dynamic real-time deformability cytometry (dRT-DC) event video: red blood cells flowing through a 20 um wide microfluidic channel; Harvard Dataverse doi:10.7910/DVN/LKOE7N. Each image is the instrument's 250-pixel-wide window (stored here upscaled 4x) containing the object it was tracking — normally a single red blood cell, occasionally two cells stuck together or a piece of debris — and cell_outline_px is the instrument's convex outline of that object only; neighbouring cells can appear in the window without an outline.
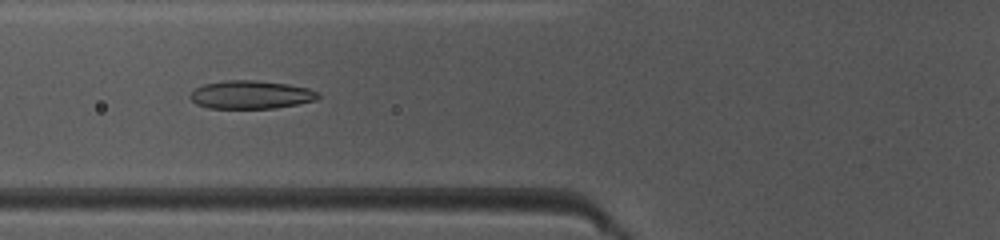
{"species": "common noctule bat (a hibernating species)", "species_latin": "Nyctalus noctula", "temperature_condition": "warm", "stored_images_in_passage": 49, "camera_frame_rate_fps": 3000, "um_per_image_px": 0.085, "animal": {"sex": "female", "body_mass_g": 10.0, "forearm_length_mm": 53.1}, "frame": {"image": 1, "passage_image": 19, "time_ms": 6.0, "image_size_px": [1000, 240], "cell_outline_px": [[320, 96], [316, 100], [296, 104], [272, 108], [208, 108], [196, 104], [188, 96], [196, 88], [204, 84], [224, 80], [256, 80], [288, 84], [308, 88], [316, 92]], "centroid_in_image_um": [21.29, 8.04], "position_along_channel_um": 104.5, "area_um2": 20.92}}
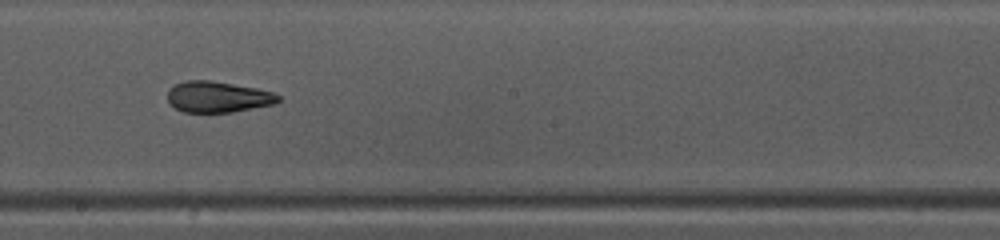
{"frame": {"image": 2, "passage_image": 28, "time_ms": 9.0, "image_size_px": [1000, 240], "cell_outline_px": [[280, 100], [272, 104], [232, 112], [184, 112], [176, 108], [168, 100], [168, 88], [184, 80], [212, 80], [256, 88], [272, 92], [280, 96]], "centroid_in_image_um": [18.49, 8.22], "position_along_channel_um": 229.7, "area_um2": 19.88}}
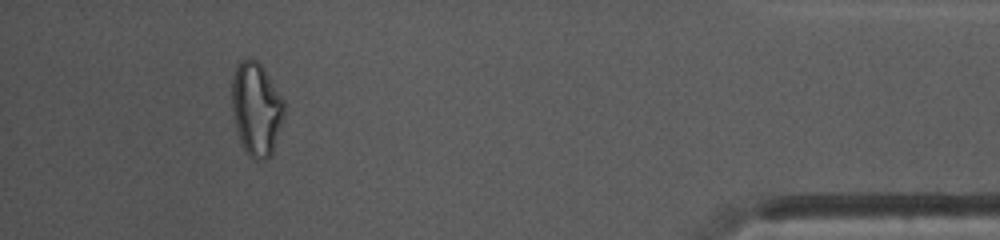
{"frame": {"image": 3, "passage_image": 45, "time_ms": 14.667, "image_size_px": [1000, 240], "cell_outline_px": [[284, 112], [272, 152], [268, 160], [252, 160], [248, 156], [236, 132], [232, 108], [232, 76], [240, 60], [248, 56], [256, 60], [264, 68], [284, 100]], "centroid_in_image_um": [21.76, 9.25], "position_along_channel_um": 413.4, "area_um2": 28.5}, "authors_computed_cell_mechanics": {"area_um2": 21.8484, "velocity_mm_per_s": 4.1518, "shape_relaxation_time_tau1_ms": 8.9125, "shape_relaxation_time_tau2_ms": 2.4794, "deformation_change_tau1": 0.2037, "deformation_change_tau2": 0.0864}}